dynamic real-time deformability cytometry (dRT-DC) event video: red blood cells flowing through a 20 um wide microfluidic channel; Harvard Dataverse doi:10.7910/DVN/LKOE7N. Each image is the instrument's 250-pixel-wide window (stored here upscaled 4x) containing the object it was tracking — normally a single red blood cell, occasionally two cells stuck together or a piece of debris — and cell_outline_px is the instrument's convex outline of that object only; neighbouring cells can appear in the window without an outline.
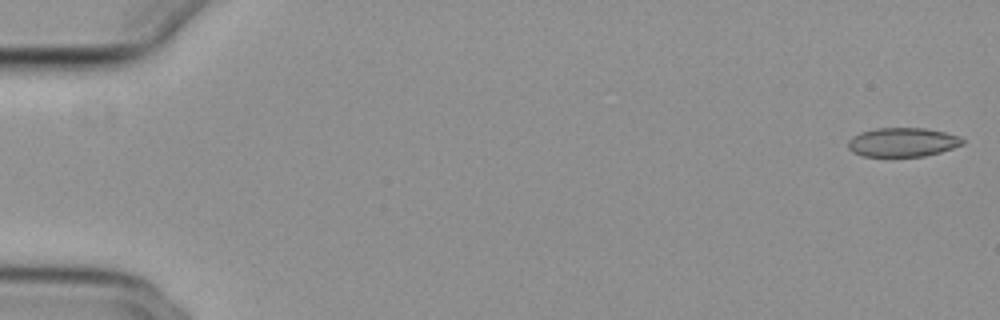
{"species": "common noctule bat (a hibernating species)", "species_latin": "Nyctalus noctula", "temperature_condition": "cold", "stored_images_in_passage": 54, "camera_frame_rate_fps": 3000, "um_per_image_px": 0.085, "animal": {"sex": "female", "body_mass_g": 29.2, "forearm_length_mm": 56.3}, "frame": {"image": 1, "passage_image": 1, "time_ms": 0.0, "image_size_px": [1000, 320], "cell_outline_px": [[964, 144], [940, 152], [924, 156], [864, 156], [852, 152], [848, 148], [848, 140], [852, 136], [860, 132], [876, 128], [924, 128], [944, 132], [956, 136], [964, 140]], "centroid_in_image_um": [76.68, 12.08], "position_along_channel_um": 8.3, "area_um2": 19.25}}
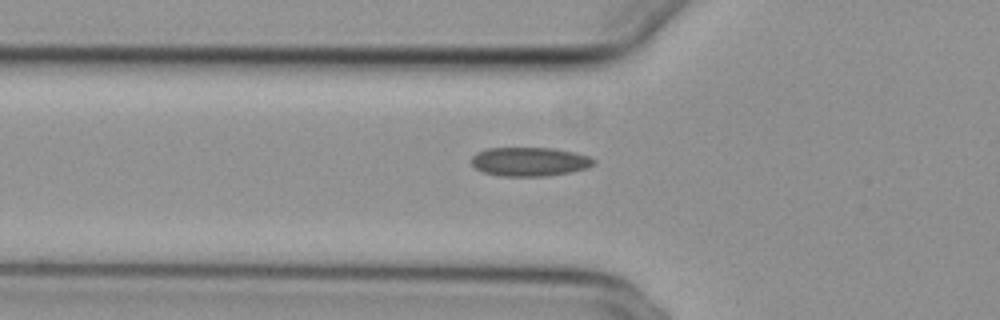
{"frame": {"image": 2, "passage_image": 19, "time_ms": 6.0, "image_size_px": [1000, 320], "cell_outline_px": [[596, 164], [588, 168], [548, 176], [500, 176], [484, 172], [476, 168], [472, 164], [472, 156], [476, 152], [488, 148], [556, 148], [588, 156], [596, 160]], "centroid_in_image_um": [45.03, 13.74], "position_along_channel_um": 80.8, "area_um2": 20.63}}
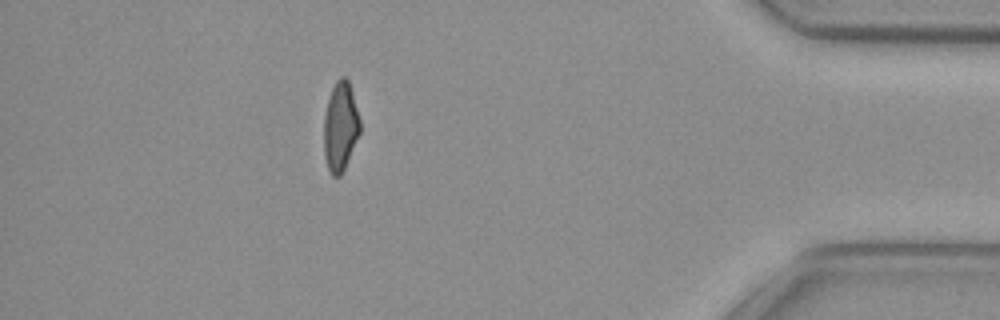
{"frame": {"image": 3, "passage_image": 48, "time_ms": 15.667, "image_size_px": [1000, 320], "cell_outline_px": [[360, 132], [344, 168], [340, 176], [332, 176], [328, 168], [324, 156], [324, 116], [328, 100], [332, 88], [336, 80], [340, 76], [344, 76], [348, 80], [360, 120]], "centroid_in_image_um": [28.92, 10.75], "position_along_channel_um": 406.3, "area_um2": 18.5}, "authors_computed_cell_mechanics": {"area_um2": 19.9988, "velocity_mm_per_s": 3.8458, "shape_relaxation_time_tau1_ms": null, "shape_relaxation_time_tau2_ms": 1.4015, "deformation_change_tau1": null, "deformation_change_tau2": 0.0623}}